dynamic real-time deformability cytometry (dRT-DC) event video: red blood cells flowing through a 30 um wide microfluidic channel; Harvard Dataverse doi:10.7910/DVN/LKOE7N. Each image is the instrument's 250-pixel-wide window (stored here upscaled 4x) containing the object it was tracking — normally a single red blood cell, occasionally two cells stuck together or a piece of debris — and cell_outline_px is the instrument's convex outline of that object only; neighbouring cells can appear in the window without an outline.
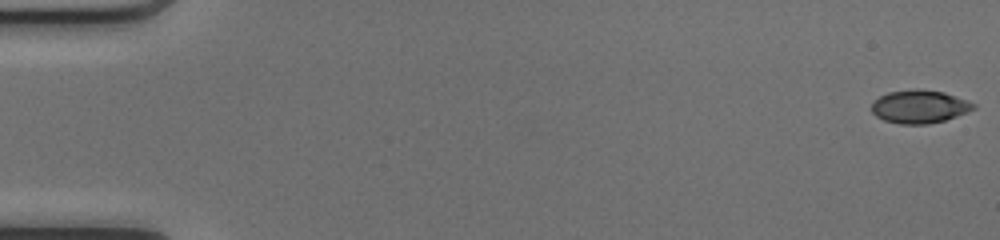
{"species": "common noctule bat (a hibernating species)", "species_latin": "Nyctalus noctula", "temperature_condition": "cold", "stored_images_in_passage": 50, "camera_frame_rate_fps": 3000, "um_per_image_px": 0.085, "animal": {"sex": "female", "body_mass_g": 17.0, "forearm_length_mm": 48.0}, "frame": {"image": 1, "passage_image": 1, "time_ms": 0.0, "image_size_px": [1000, 240], "cell_outline_px": [[976, 108], [956, 116], [944, 120], [928, 124], [900, 124], [884, 120], [876, 116], [872, 112], [872, 104], [880, 96], [888, 92], [912, 88], [920, 88], [944, 92], [976, 104]], "centroid_in_image_um": [78.14, 9.05], "position_along_channel_um": 6.9, "area_um2": 19.65}}
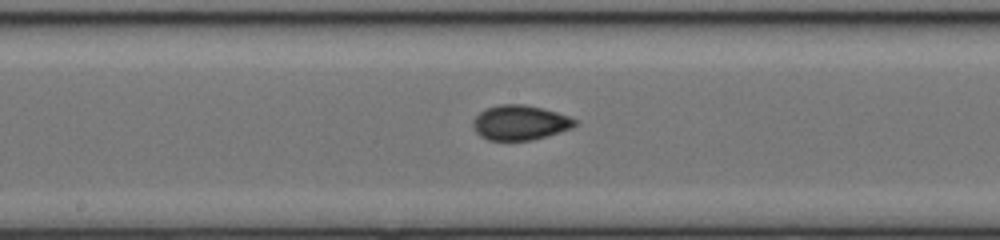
{"frame": {"image": 2, "passage_image": 27, "time_ms": 8.667, "image_size_px": [1000, 240], "cell_outline_px": [[576, 124], [572, 128], [548, 136], [532, 140], [488, 140], [480, 136], [472, 128], [472, 120], [480, 112], [488, 108], [500, 104], [524, 104], [556, 112], [568, 116], [576, 120]], "centroid_in_image_um": [44.17, 10.43], "position_along_channel_um": 204.0, "area_um2": 20.63}}
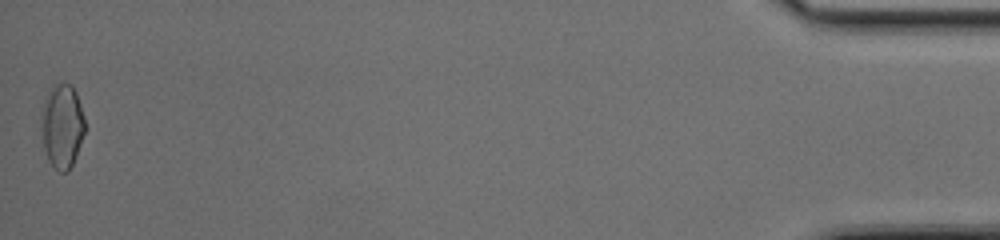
{"frame": {"image": 3, "passage_image": 50, "time_ms": 16.333, "image_size_px": [1000, 240], "cell_outline_px": [[84, 132], [72, 164], [68, 172], [60, 172], [48, 160], [44, 148], [40, 116], [44, 100], [52, 84], [72, 84], [76, 92], [84, 116]], "centroid_in_image_um": [5.26, 10.68], "position_along_channel_um": 429.9, "area_um2": 21.15}, "authors_computed_cell_mechanics": {"area_um2": 19.9699, "velocity_mm_per_s": 4.1997, "shape_relaxation_time_tau1_ms": 6.0459, "shape_relaxation_time_tau2_ms": 1.2407, "deformation_change_tau1": 0.1352, "deformation_change_tau2": 0.0536}}